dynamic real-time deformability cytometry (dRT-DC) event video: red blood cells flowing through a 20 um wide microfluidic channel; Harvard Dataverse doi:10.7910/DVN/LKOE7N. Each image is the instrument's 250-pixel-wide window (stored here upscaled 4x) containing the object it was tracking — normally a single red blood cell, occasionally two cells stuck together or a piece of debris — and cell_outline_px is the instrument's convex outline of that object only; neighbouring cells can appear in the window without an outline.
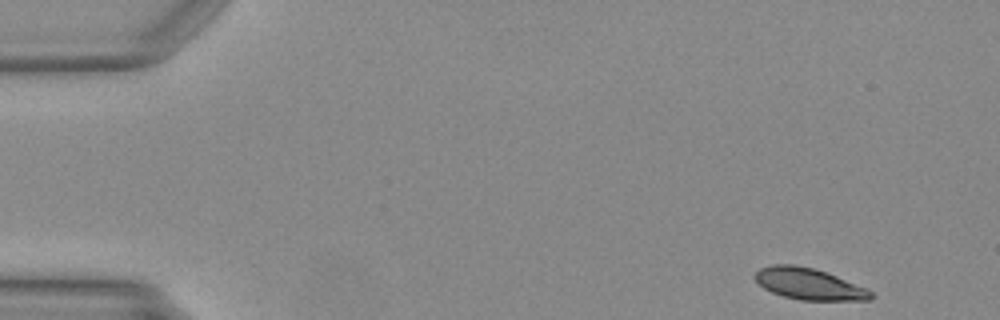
{"species": "Egyptian fruit bat (a non-hibernating species)", "species_latin": "Rousettus aegyptiacus", "temperature_condition": "warm", "stored_images_in_passage": 10, "camera_frame_rate_fps": 3000, "um_per_image_px": 0.085, "animal": {"sex": "female"}, "frame": {"image": 1, "passage_image": 1, "time_ms": 0.0, "image_size_px": [1000, 320], "cell_outline_px": [[872, 300], [800, 300], [784, 296], [772, 292], [764, 288], [756, 280], [756, 272], [760, 268], [772, 264], [792, 264], [812, 268], [836, 276], [868, 288], [872, 292]], "centroid_in_image_um": [68.78, 24.14], "position_along_channel_um": 16.2, "area_um2": 20.98}}